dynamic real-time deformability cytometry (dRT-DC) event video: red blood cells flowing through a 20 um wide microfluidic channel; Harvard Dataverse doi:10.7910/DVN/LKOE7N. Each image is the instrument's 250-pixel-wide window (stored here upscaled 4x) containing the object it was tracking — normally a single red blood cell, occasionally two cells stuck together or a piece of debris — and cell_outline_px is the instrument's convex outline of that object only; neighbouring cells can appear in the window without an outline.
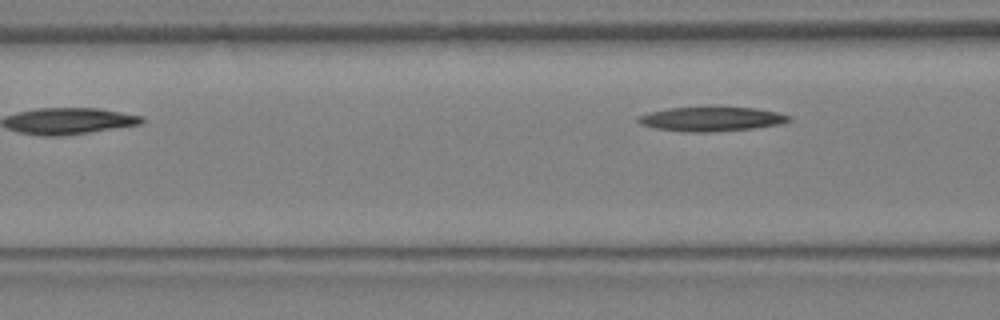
{"species": "Egyptian fruit bat (a non-hibernating species)", "species_latin": "Rousettus aegyptiacus", "temperature_condition": "warm", "stored_images_in_passage": 7, "segment_of_instrument_passage": [2, 2], "camera_frame_rate_fps": 3000, "um_per_image_px": 0.085, "animal": {"sex": "female"}, "frame": {"image": 1, "passage_image": 7, "time_ms": 2.0, "image_size_px": [1000, 320], "cell_outline_px": [[792, 120], [784, 124], [752, 128], [712, 132], [684, 132], [656, 128], [640, 124], [636, 120], [636, 116], [648, 112], [668, 108], [756, 108], [776, 112], [792, 116]], "centroid_in_image_um": [60.46, 10.13], "position_along_channel_um": 106.1, "area_um2": 21.33}}